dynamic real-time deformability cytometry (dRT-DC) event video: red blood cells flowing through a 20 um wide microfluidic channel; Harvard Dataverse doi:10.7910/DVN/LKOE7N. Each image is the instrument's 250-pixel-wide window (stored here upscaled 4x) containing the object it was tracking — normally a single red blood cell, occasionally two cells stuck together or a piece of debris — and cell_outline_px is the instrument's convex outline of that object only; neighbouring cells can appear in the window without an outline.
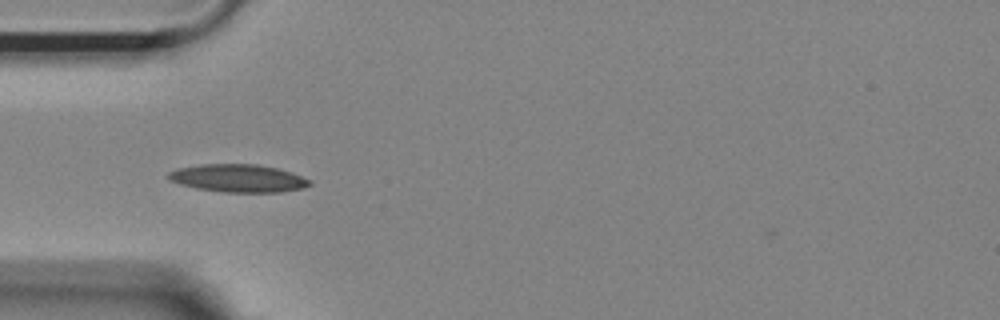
{"species": "Egyptian fruit bat (a non-hibernating species)", "species_latin": "Rousettus aegyptiacus", "temperature_condition": "room temperature", "stored_images_in_passage": 40, "camera_frame_rate_fps": 3000, "um_per_image_px": 0.085, "animal": {"sex": "female"}, "frame": {"image": 1, "passage_image": 2, "time_ms": 0.333, "image_size_px": [1000, 320], "cell_outline_px": [[312, 184], [304, 188], [280, 192], [224, 192], [196, 188], [180, 184], [168, 180], [168, 172], [180, 168], [200, 164], [256, 164], [276, 168], [292, 172], [312, 180]], "centroid_in_image_um": [20.27, 15.15], "position_along_channel_um": 64.7, "area_um2": 22.95}}
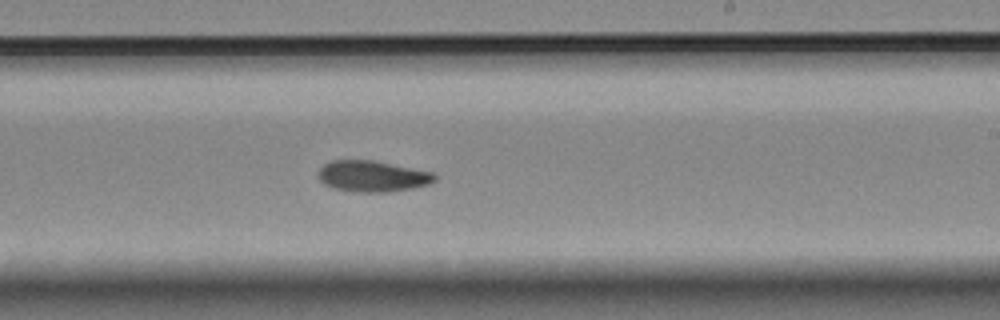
{"frame": {"image": 2, "passage_image": 18, "time_ms": 5.667, "image_size_px": [1000, 320], "cell_outline_px": [[436, 180], [428, 184], [412, 188], [384, 192], [356, 192], [332, 188], [324, 184], [320, 180], [320, 168], [324, 164], [332, 160], [372, 160], [432, 172], [436, 176]], "centroid_in_image_um": [31.64, 14.98], "position_along_channel_um": 257.4, "area_um2": 20.87}}
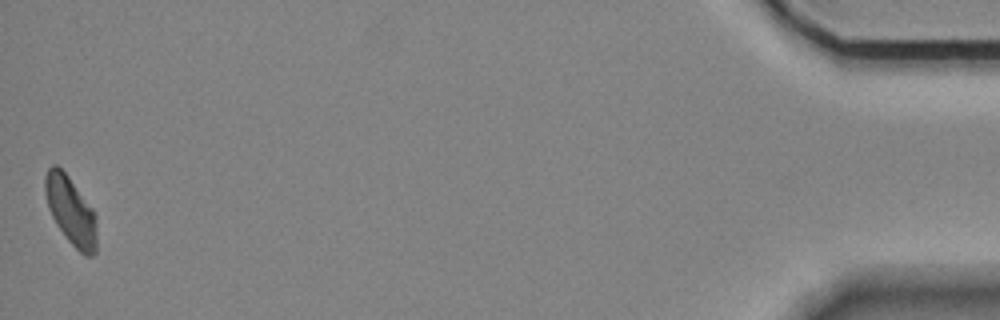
{"frame": {"image": 3, "passage_image": 40, "time_ms": 13.0, "image_size_px": [1000, 320], "cell_outline_px": [[96, 252], [92, 256], [84, 256], [68, 240], [56, 224], [48, 208], [44, 192], [44, 176], [48, 168], [52, 164], [56, 164], [68, 176], [92, 208], [96, 216]], "centroid_in_image_um": [6.0, 17.91], "position_along_channel_um": 429.2, "area_um2": 20.52}, "authors_computed_cell_mechanics": {"area_um2": 20.6924, "velocity_mm_per_s": 3.6065, "shape_relaxation_time_tau1_ms": 10.7368, "shape_relaxation_time_tau2_ms": 7.8978, "deformation_change_tau1": 0.2225, "deformation_change_tau2": 0.1416}}